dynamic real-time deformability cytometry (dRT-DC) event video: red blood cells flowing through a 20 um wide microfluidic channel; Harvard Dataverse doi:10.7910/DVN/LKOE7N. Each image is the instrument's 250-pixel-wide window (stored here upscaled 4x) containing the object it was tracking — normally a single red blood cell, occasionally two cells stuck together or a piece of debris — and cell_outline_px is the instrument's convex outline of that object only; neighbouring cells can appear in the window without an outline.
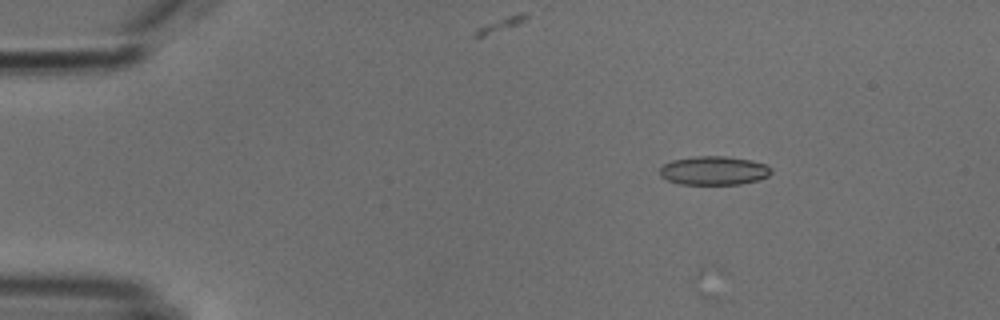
{"species": "common noctule bat (a hibernating species)", "species_latin": "Nyctalus noctula", "temperature_condition": "cold", "stored_images_in_passage": 10, "camera_frame_rate_fps": 3000, "um_per_image_px": 0.085, "animal": {"sex": "male", "body_mass_g": 18.8}, "frame": {"image": 1, "passage_image": 2, "time_ms": 0.333, "image_size_px": [1000, 320], "cell_outline_px": [[772, 172], [768, 176], [760, 180], [740, 184], [680, 184], [668, 180], [660, 176], [660, 168], [664, 164], [672, 160], [692, 156], [724, 156], [752, 160], [764, 164], [772, 168]], "centroid_in_image_um": [60.69, 14.5], "position_along_channel_um": 24.3, "area_um2": 18.79}}